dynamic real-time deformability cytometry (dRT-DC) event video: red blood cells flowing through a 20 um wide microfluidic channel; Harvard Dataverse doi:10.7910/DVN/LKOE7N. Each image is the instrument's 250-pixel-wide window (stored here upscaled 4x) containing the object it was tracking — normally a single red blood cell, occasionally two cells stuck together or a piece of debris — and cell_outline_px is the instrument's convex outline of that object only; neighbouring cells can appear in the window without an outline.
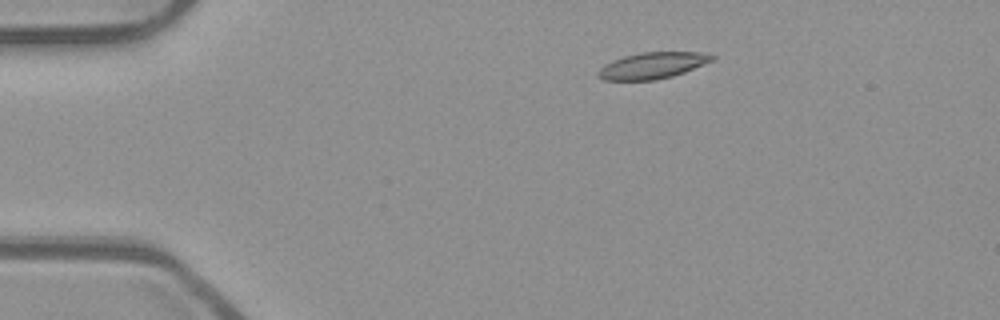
{"species": "common noctule bat (a hibernating species)", "species_latin": "Nyctalus noctula", "temperature_condition": "room temperature", "stored_images_in_passage": 46, "camera_frame_rate_fps": 3000, "um_per_image_px": 0.085, "animal": {"sex": "male", "body_mass_g": 23.1, "forearm_length_mm": 52.7}, "frame": {"image": 1, "passage_image": 2, "time_ms": 0.333, "image_size_px": [1000, 320], "cell_outline_px": [[716, 60], [684, 72], [672, 76], [656, 80], [604, 80], [596, 72], [604, 64], [612, 60], [624, 56], [644, 52], [708, 52], [716, 56]], "centroid_in_image_um": [55.52, 5.56], "position_along_channel_um": 29.5, "area_um2": 17.63}}
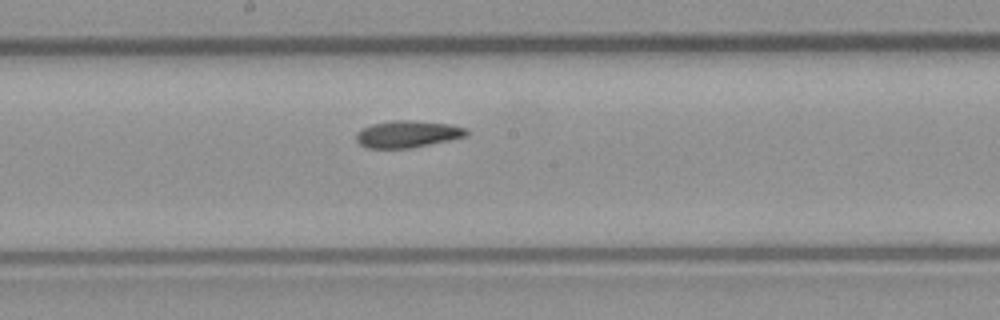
{"frame": {"image": 2, "passage_image": 21, "time_ms": 6.667, "image_size_px": [1000, 320], "cell_outline_px": [[468, 136], [408, 148], [368, 148], [360, 144], [356, 140], [356, 132], [360, 128], [372, 124], [396, 120], [412, 120], [448, 124], [468, 128]], "centroid_in_image_um": [34.62, 11.39], "position_along_channel_um": 213.6, "area_um2": 17.22}}
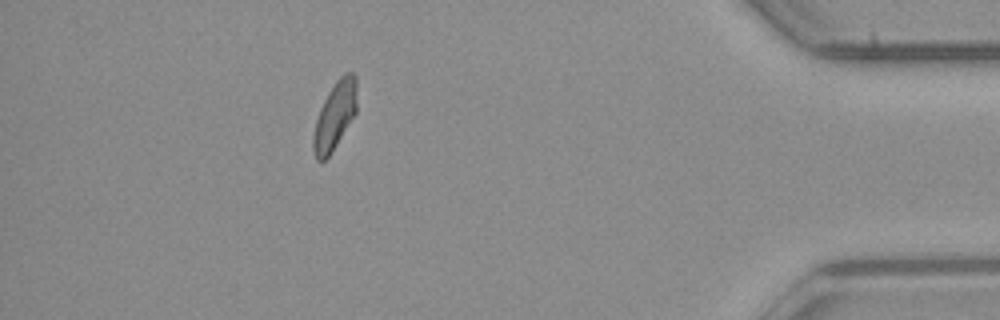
{"frame": {"image": 3, "passage_image": 40, "time_ms": 13.0, "image_size_px": [1000, 320], "cell_outline_px": [[356, 112], [332, 152], [324, 160], [316, 160], [312, 148], [312, 136], [316, 120], [320, 108], [328, 92], [336, 80], [344, 72], [352, 72], [356, 76]], "centroid_in_image_um": [28.44, 9.82], "position_along_channel_um": 406.8, "area_um2": 17.17}, "authors_computed_cell_mechanics": {"area_um2": 17.4556, "velocity_mm_per_s": 3.8623, "shape_relaxation_time_tau1_ms": null, "shape_relaxation_time_tau2_ms": 2.4083, "deformation_change_tau1": null, "deformation_change_tau2": 0.0744}}